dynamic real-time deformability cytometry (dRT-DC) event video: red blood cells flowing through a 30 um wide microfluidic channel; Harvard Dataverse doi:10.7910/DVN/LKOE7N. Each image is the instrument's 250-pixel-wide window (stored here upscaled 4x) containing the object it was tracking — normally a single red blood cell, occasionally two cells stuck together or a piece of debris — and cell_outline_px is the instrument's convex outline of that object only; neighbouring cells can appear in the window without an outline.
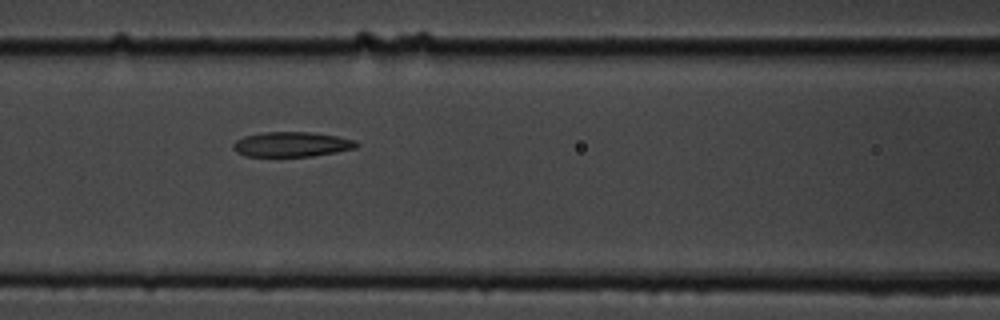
{"species": "common noctule bat (a hibernating species)", "species_latin": "Nyctalus noctula", "temperature_condition": "cold", "stored_images_in_passage": 16, "camera_frame_rate_fps": 3000, "um_per_image_px": 0.085, "animal": {"sex": "male", "body_mass_g": 19.5, "forearm_length_mm": 54.6}, "frame": {"image": 1, "passage_image": 7, "time_ms": 2.0, "image_size_px": [1000, 320], "cell_outline_px": [[360, 144], [356, 148], [336, 152], [312, 156], [244, 156], [236, 152], [232, 148], [232, 144], [236, 140], [244, 136], [264, 132], [312, 132], [336, 136], [356, 140]], "centroid_in_image_um": [24.79, 12.27], "position_along_channel_um": 141.8, "area_um2": 17.98}}
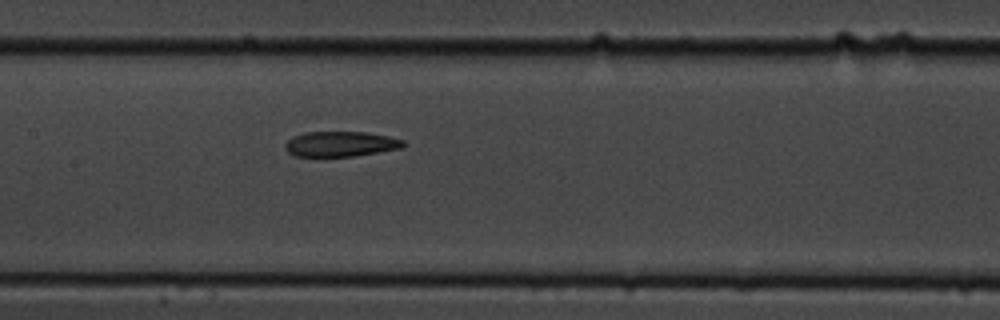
{"frame": {"image": 2, "passage_image": 10, "time_ms": 3.0, "image_size_px": [1000, 320], "cell_outline_px": [[408, 144], [400, 148], [356, 156], [292, 156], [284, 148], [284, 144], [292, 136], [304, 132], [364, 132], [388, 136], [404, 140]], "centroid_in_image_um": [28.93, 12.24], "position_along_channel_um": 178.5, "area_um2": 17.46}}
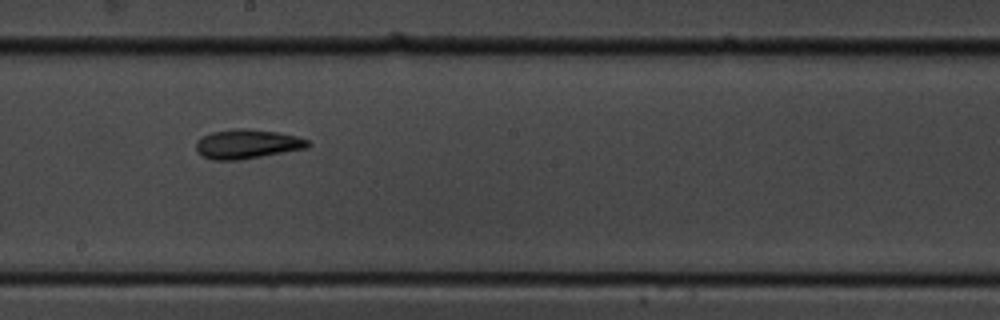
{"frame": {"image": 3, "passage_image": 14, "time_ms": 4.333, "image_size_px": [1000, 320], "cell_outline_px": [[312, 144], [308, 148], [236, 160], [212, 160], [200, 156], [196, 152], [196, 140], [200, 136], [212, 132], [236, 128], [248, 128], [276, 132], [296, 136], [308, 140]], "centroid_in_image_um": [20.96, 12.24], "position_along_channel_um": 227.2, "area_um2": 19.25}}